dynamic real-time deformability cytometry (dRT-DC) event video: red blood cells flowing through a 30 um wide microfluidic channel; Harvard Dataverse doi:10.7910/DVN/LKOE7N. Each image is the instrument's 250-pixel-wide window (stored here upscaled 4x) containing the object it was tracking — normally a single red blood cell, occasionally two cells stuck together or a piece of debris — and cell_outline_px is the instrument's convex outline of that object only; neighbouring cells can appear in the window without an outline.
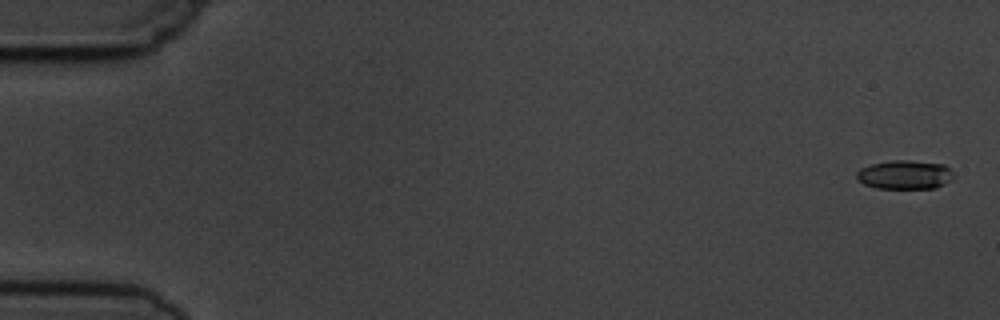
{"species": "common noctule bat (a hibernating species)", "species_latin": "Nyctalus noctula", "temperature_condition": "cold", "stored_images_in_passage": 6, "camera_frame_rate_fps": 3000, "um_per_image_px": 0.085, "animal": {"sex": "male", "body_mass_g": 19.5, "forearm_length_mm": 54.6}, "frame": {"image": 1, "passage_image": 1, "time_ms": 0.0, "image_size_px": [1000, 320], "cell_outline_px": [[956, 176], [952, 180], [936, 188], [876, 188], [864, 184], [856, 180], [856, 172], [860, 168], [868, 164], [892, 160], [908, 160], [944, 164]], "centroid_in_image_um": [76.89, 14.85], "position_along_channel_um": 8.1, "area_um2": 16.59}}
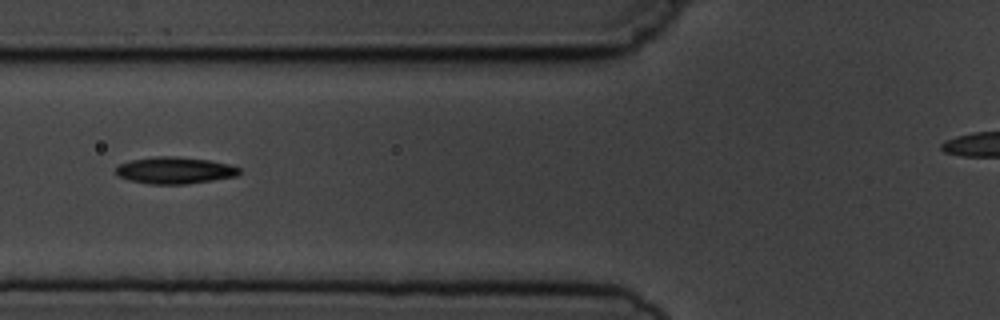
{"frame": {"image": 2, "passage_image": 6, "time_ms": 6.667, "image_size_px": [1000, 320], "cell_outline_px": [[240, 172], [236, 176], [212, 180], [184, 184], [148, 184], [128, 180], [116, 176], [116, 168], [120, 164], [132, 160], [156, 156], [176, 156], [208, 160], [232, 164], [240, 168]], "centroid_in_image_um": [14.85, 14.48], "position_along_channel_um": 111.0, "area_um2": 19.31}}